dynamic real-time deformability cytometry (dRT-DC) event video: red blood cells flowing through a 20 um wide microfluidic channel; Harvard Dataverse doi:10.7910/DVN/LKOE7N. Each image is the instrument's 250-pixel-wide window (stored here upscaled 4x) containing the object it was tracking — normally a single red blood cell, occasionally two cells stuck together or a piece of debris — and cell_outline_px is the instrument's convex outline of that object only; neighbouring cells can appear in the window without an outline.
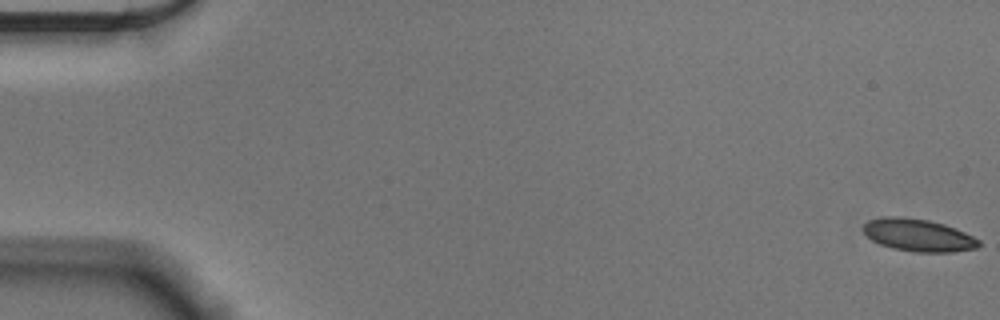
{"species": "Egyptian fruit bat (a non-hibernating species)", "species_latin": "Rousettus aegyptiacus", "temperature_condition": "cold", "stored_images_in_passage": 56, "camera_frame_rate_fps": 3000, "um_per_image_px": 0.085, "animal": {"sex": "male"}, "frame": {"image": 1, "passage_image": 1, "time_ms": 0.0, "image_size_px": [1000, 320], "cell_outline_px": [[980, 244], [976, 248], [952, 252], [916, 252], [892, 248], [880, 244], [872, 240], [860, 228], [868, 220], [884, 216], [900, 216], [928, 220], [944, 224], [964, 232], [980, 240]], "centroid_in_image_um": [78.02, 19.98], "position_along_channel_um": 7.0, "area_um2": 21.85}}
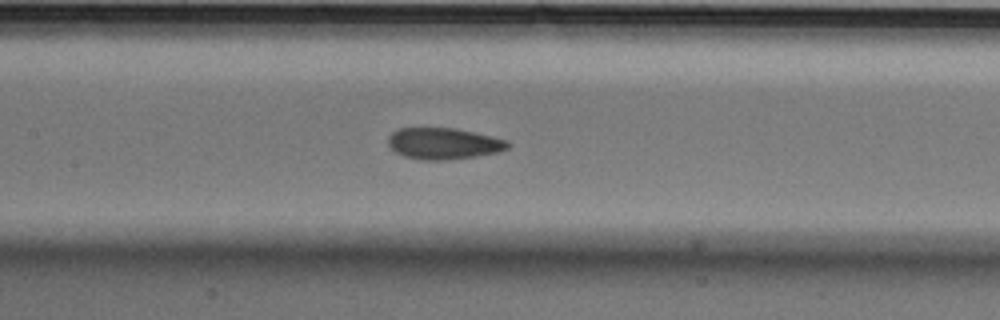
{"frame": {"image": 2, "passage_image": 27, "time_ms": 8.667, "image_size_px": [1000, 320], "cell_outline_px": [[512, 144], [508, 148], [500, 152], [476, 156], [444, 160], [420, 160], [404, 156], [396, 152], [388, 144], [388, 136], [396, 128], [456, 128], [508, 140]], "centroid_in_image_um": [37.72, 12.2], "position_along_channel_um": 169.7, "area_um2": 22.02}}
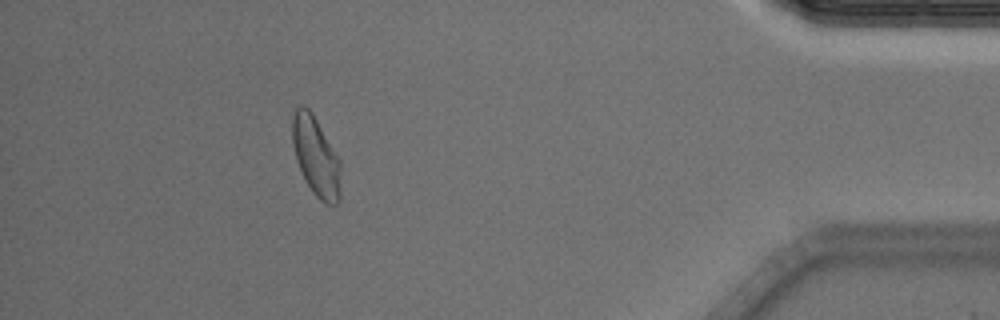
{"frame": {"image": 3, "passage_image": 51, "time_ms": 16.667, "image_size_px": [1000, 320], "cell_outline_px": [[340, 200], [336, 204], [324, 204], [312, 192], [296, 160], [292, 144], [292, 116], [296, 108], [300, 104], [304, 104], [312, 112], [340, 160]], "centroid_in_image_um": [26.85, 13.28], "position_along_channel_um": 408.4, "area_um2": 22.37}, "authors_computed_cell_mechanics": {"area_um2": 22.1663, "velocity_mm_per_s": 3.5992, "shape_relaxation_time_tau1_ms": 3.2851, "shape_relaxation_time_tau2_ms": 1.3762, "deformation_change_tau1": 0.1, "deformation_change_tau2": 0.0554}}